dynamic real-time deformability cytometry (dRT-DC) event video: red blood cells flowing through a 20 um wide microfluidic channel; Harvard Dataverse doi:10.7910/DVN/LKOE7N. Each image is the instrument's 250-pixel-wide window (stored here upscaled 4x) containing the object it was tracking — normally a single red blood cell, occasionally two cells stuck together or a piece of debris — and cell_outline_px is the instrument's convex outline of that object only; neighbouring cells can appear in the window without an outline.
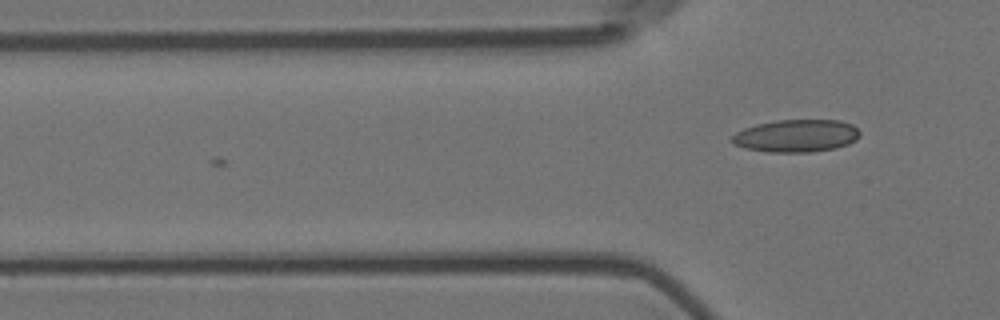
{"species": "Egyptian fruit bat (a non-hibernating species)", "species_latin": "Rousettus aegyptiacus", "temperature_condition": "room temperature", "stored_images_in_passage": 4, "camera_frame_rate_fps": 3000, "um_per_image_px": 0.085, "animal": {"sex": "female"}, "frame": {"image": 1, "passage_image": 4, "time_ms": 1.0, "image_size_px": [1000, 320], "cell_outline_px": [[860, 136], [856, 140], [848, 144], [836, 148], [812, 152], [768, 152], [744, 148], [732, 144], [732, 136], [736, 132], [744, 128], [756, 124], [776, 120], [840, 120], [852, 124], [860, 132]], "centroid_in_image_um": [67.69, 11.54], "position_along_channel_um": 58.1, "area_um2": 24.45}}